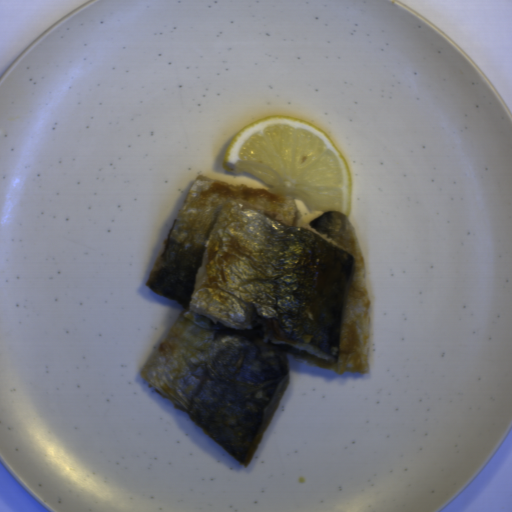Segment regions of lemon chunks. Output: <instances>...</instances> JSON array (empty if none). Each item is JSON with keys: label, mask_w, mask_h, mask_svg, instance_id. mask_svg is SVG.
<instances>
[{"label": "lemon chunks", "mask_w": 512, "mask_h": 512, "mask_svg": "<svg viewBox=\"0 0 512 512\" xmlns=\"http://www.w3.org/2000/svg\"><path fill=\"white\" fill-rule=\"evenodd\" d=\"M222 167L254 175L310 212L351 214L353 179L344 156L326 131L303 119L273 114L245 125L228 143Z\"/></svg>", "instance_id": "lemon-chunks-1"}]
</instances>
